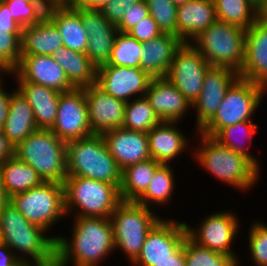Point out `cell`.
<instances>
[{"instance_id":"d6a6232c","label":"cell","mask_w":267,"mask_h":266,"mask_svg":"<svg viewBox=\"0 0 267 266\" xmlns=\"http://www.w3.org/2000/svg\"><path fill=\"white\" fill-rule=\"evenodd\" d=\"M173 166L161 164L155 171L147 190L135 201L147 208L168 205L176 185ZM175 183V184H174Z\"/></svg>"},{"instance_id":"f35d334b","label":"cell","mask_w":267,"mask_h":266,"mask_svg":"<svg viewBox=\"0 0 267 266\" xmlns=\"http://www.w3.org/2000/svg\"><path fill=\"white\" fill-rule=\"evenodd\" d=\"M10 10L11 17L23 28L40 22L48 7L42 1L3 0Z\"/></svg>"},{"instance_id":"9a60e30c","label":"cell","mask_w":267,"mask_h":266,"mask_svg":"<svg viewBox=\"0 0 267 266\" xmlns=\"http://www.w3.org/2000/svg\"><path fill=\"white\" fill-rule=\"evenodd\" d=\"M151 79L141 68L104 64L97 68L96 85L112 97L129 102L145 95Z\"/></svg>"},{"instance_id":"d4e9b609","label":"cell","mask_w":267,"mask_h":266,"mask_svg":"<svg viewBox=\"0 0 267 266\" xmlns=\"http://www.w3.org/2000/svg\"><path fill=\"white\" fill-rule=\"evenodd\" d=\"M182 43L179 37L169 33L143 42L140 68L152 78L166 77L175 52Z\"/></svg>"},{"instance_id":"8992f818","label":"cell","mask_w":267,"mask_h":266,"mask_svg":"<svg viewBox=\"0 0 267 266\" xmlns=\"http://www.w3.org/2000/svg\"><path fill=\"white\" fill-rule=\"evenodd\" d=\"M15 156L29 164L44 182L63 184L67 177V143L51 130L34 131L15 147Z\"/></svg>"},{"instance_id":"d590c367","label":"cell","mask_w":267,"mask_h":266,"mask_svg":"<svg viewBox=\"0 0 267 266\" xmlns=\"http://www.w3.org/2000/svg\"><path fill=\"white\" fill-rule=\"evenodd\" d=\"M161 122L145 96L126 102L122 128L147 133Z\"/></svg>"},{"instance_id":"f546056e","label":"cell","mask_w":267,"mask_h":266,"mask_svg":"<svg viewBox=\"0 0 267 266\" xmlns=\"http://www.w3.org/2000/svg\"><path fill=\"white\" fill-rule=\"evenodd\" d=\"M52 57L63 68L69 82L75 88L96 84L97 67L86 53L70 50L63 45L54 52Z\"/></svg>"},{"instance_id":"52a82bcc","label":"cell","mask_w":267,"mask_h":266,"mask_svg":"<svg viewBox=\"0 0 267 266\" xmlns=\"http://www.w3.org/2000/svg\"><path fill=\"white\" fill-rule=\"evenodd\" d=\"M246 30L216 20L190 43L212 67H227L240 73L245 58Z\"/></svg>"},{"instance_id":"1f68e13d","label":"cell","mask_w":267,"mask_h":266,"mask_svg":"<svg viewBox=\"0 0 267 266\" xmlns=\"http://www.w3.org/2000/svg\"><path fill=\"white\" fill-rule=\"evenodd\" d=\"M161 164L154 159L138 162L122 170L120 196L122 201H136L150 184Z\"/></svg>"},{"instance_id":"6da1fadb","label":"cell","mask_w":267,"mask_h":266,"mask_svg":"<svg viewBox=\"0 0 267 266\" xmlns=\"http://www.w3.org/2000/svg\"><path fill=\"white\" fill-rule=\"evenodd\" d=\"M73 218L72 236L57 235L56 254L64 266H98L115 251L111 218Z\"/></svg>"},{"instance_id":"c3c4849f","label":"cell","mask_w":267,"mask_h":266,"mask_svg":"<svg viewBox=\"0 0 267 266\" xmlns=\"http://www.w3.org/2000/svg\"><path fill=\"white\" fill-rule=\"evenodd\" d=\"M3 83L0 84V129L3 128L9 111L10 97L14 91H6L3 88Z\"/></svg>"},{"instance_id":"f907efd6","label":"cell","mask_w":267,"mask_h":266,"mask_svg":"<svg viewBox=\"0 0 267 266\" xmlns=\"http://www.w3.org/2000/svg\"><path fill=\"white\" fill-rule=\"evenodd\" d=\"M15 156V146L0 129V163Z\"/></svg>"},{"instance_id":"8d00e7d4","label":"cell","mask_w":267,"mask_h":266,"mask_svg":"<svg viewBox=\"0 0 267 266\" xmlns=\"http://www.w3.org/2000/svg\"><path fill=\"white\" fill-rule=\"evenodd\" d=\"M143 43L128 33L119 32L111 51L108 65L140 68Z\"/></svg>"},{"instance_id":"816d5d0a","label":"cell","mask_w":267,"mask_h":266,"mask_svg":"<svg viewBox=\"0 0 267 266\" xmlns=\"http://www.w3.org/2000/svg\"><path fill=\"white\" fill-rule=\"evenodd\" d=\"M108 0H73V4L90 10H100Z\"/></svg>"},{"instance_id":"7c38bea8","label":"cell","mask_w":267,"mask_h":266,"mask_svg":"<svg viewBox=\"0 0 267 266\" xmlns=\"http://www.w3.org/2000/svg\"><path fill=\"white\" fill-rule=\"evenodd\" d=\"M210 67L190 42H183L176 50L165 78L192 104L201 93L205 74Z\"/></svg>"},{"instance_id":"680465c9","label":"cell","mask_w":267,"mask_h":266,"mask_svg":"<svg viewBox=\"0 0 267 266\" xmlns=\"http://www.w3.org/2000/svg\"><path fill=\"white\" fill-rule=\"evenodd\" d=\"M176 6L182 5L189 0H171Z\"/></svg>"},{"instance_id":"bcb514c9","label":"cell","mask_w":267,"mask_h":266,"mask_svg":"<svg viewBox=\"0 0 267 266\" xmlns=\"http://www.w3.org/2000/svg\"><path fill=\"white\" fill-rule=\"evenodd\" d=\"M0 31L2 33H21L22 27L11 17L7 4L0 0Z\"/></svg>"},{"instance_id":"30bf717a","label":"cell","mask_w":267,"mask_h":266,"mask_svg":"<svg viewBox=\"0 0 267 266\" xmlns=\"http://www.w3.org/2000/svg\"><path fill=\"white\" fill-rule=\"evenodd\" d=\"M9 202L30 223L47 232L66 216L64 186L55 182H42L28 191L13 195Z\"/></svg>"},{"instance_id":"d6986e66","label":"cell","mask_w":267,"mask_h":266,"mask_svg":"<svg viewBox=\"0 0 267 266\" xmlns=\"http://www.w3.org/2000/svg\"><path fill=\"white\" fill-rule=\"evenodd\" d=\"M81 19L89 36L86 55L97 68L108 64L115 38L119 33L117 26L110 23L100 10L81 7Z\"/></svg>"},{"instance_id":"ffe728a7","label":"cell","mask_w":267,"mask_h":266,"mask_svg":"<svg viewBox=\"0 0 267 266\" xmlns=\"http://www.w3.org/2000/svg\"><path fill=\"white\" fill-rule=\"evenodd\" d=\"M145 98L162 122L180 123L192 104L165 77L152 78Z\"/></svg>"},{"instance_id":"603a6c76","label":"cell","mask_w":267,"mask_h":266,"mask_svg":"<svg viewBox=\"0 0 267 266\" xmlns=\"http://www.w3.org/2000/svg\"><path fill=\"white\" fill-rule=\"evenodd\" d=\"M177 125L178 122H161L147 132L150 156L160 164L171 165L176 157L189 151L190 142Z\"/></svg>"},{"instance_id":"836d02e7","label":"cell","mask_w":267,"mask_h":266,"mask_svg":"<svg viewBox=\"0 0 267 266\" xmlns=\"http://www.w3.org/2000/svg\"><path fill=\"white\" fill-rule=\"evenodd\" d=\"M257 128V123H254L253 121H243L222 128L213 138L221 145L230 148L236 153L244 155L260 170L261 164H259V159L257 160V157L248 151L250 144H252V139H254L253 136L258 130ZM243 138L244 140H248L244 141Z\"/></svg>"},{"instance_id":"f5cc1de1","label":"cell","mask_w":267,"mask_h":266,"mask_svg":"<svg viewBox=\"0 0 267 266\" xmlns=\"http://www.w3.org/2000/svg\"><path fill=\"white\" fill-rule=\"evenodd\" d=\"M22 266H64L57 254L45 261L22 262Z\"/></svg>"},{"instance_id":"e575fe53","label":"cell","mask_w":267,"mask_h":266,"mask_svg":"<svg viewBox=\"0 0 267 266\" xmlns=\"http://www.w3.org/2000/svg\"><path fill=\"white\" fill-rule=\"evenodd\" d=\"M216 19L247 30L258 19L256 0H214Z\"/></svg>"},{"instance_id":"3957f363","label":"cell","mask_w":267,"mask_h":266,"mask_svg":"<svg viewBox=\"0 0 267 266\" xmlns=\"http://www.w3.org/2000/svg\"><path fill=\"white\" fill-rule=\"evenodd\" d=\"M30 223L10 202L0 215V241L22 262L45 261L56 254L57 236ZM20 252V253H19Z\"/></svg>"},{"instance_id":"60d3db41","label":"cell","mask_w":267,"mask_h":266,"mask_svg":"<svg viewBox=\"0 0 267 266\" xmlns=\"http://www.w3.org/2000/svg\"><path fill=\"white\" fill-rule=\"evenodd\" d=\"M248 230V249L255 266H267V225L260 221L252 223Z\"/></svg>"},{"instance_id":"ee69618b","label":"cell","mask_w":267,"mask_h":266,"mask_svg":"<svg viewBox=\"0 0 267 266\" xmlns=\"http://www.w3.org/2000/svg\"><path fill=\"white\" fill-rule=\"evenodd\" d=\"M139 42H146L160 36L163 32L154 19L149 15L127 32Z\"/></svg>"},{"instance_id":"4fadbf2b","label":"cell","mask_w":267,"mask_h":266,"mask_svg":"<svg viewBox=\"0 0 267 266\" xmlns=\"http://www.w3.org/2000/svg\"><path fill=\"white\" fill-rule=\"evenodd\" d=\"M51 131L64 142L92 136L84 88L61 92Z\"/></svg>"},{"instance_id":"9f6ffc18","label":"cell","mask_w":267,"mask_h":266,"mask_svg":"<svg viewBox=\"0 0 267 266\" xmlns=\"http://www.w3.org/2000/svg\"><path fill=\"white\" fill-rule=\"evenodd\" d=\"M42 2L47 6H67L73 4V0H42Z\"/></svg>"},{"instance_id":"11a10c76","label":"cell","mask_w":267,"mask_h":266,"mask_svg":"<svg viewBox=\"0 0 267 266\" xmlns=\"http://www.w3.org/2000/svg\"><path fill=\"white\" fill-rule=\"evenodd\" d=\"M258 19L267 25V0L258 2Z\"/></svg>"},{"instance_id":"5b68a950","label":"cell","mask_w":267,"mask_h":266,"mask_svg":"<svg viewBox=\"0 0 267 266\" xmlns=\"http://www.w3.org/2000/svg\"><path fill=\"white\" fill-rule=\"evenodd\" d=\"M66 159L67 176H80L121 186L122 170L109 153L101 135L67 142Z\"/></svg>"},{"instance_id":"f6af8a7d","label":"cell","mask_w":267,"mask_h":266,"mask_svg":"<svg viewBox=\"0 0 267 266\" xmlns=\"http://www.w3.org/2000/svg\"><path fill=\"white\" fill-rule=\"evenodd\" d=\"M140 0H108V2L100 9L103 16L112 24L117 25L125 12Z\"/></svg>"},{"instance_id":"681fc988","label":"cell","mask_w":267,"mask_h":266,"mask_svg":"<svg viewBox=\"0 0 267 266\" xmlns=\"http://www.w3.org/2000/svg\"><path fill=\"white\" fill-rule=\"evenodd\" d=\"M153 266H186V259L184 256V242L171 255V258L163 259L162 261L155 262V265Z\"/></svg>"},{"instance_id":"ac0fdd59","label":"cell","mask_w":267,"mask_h":266,"mask_svg":"<svg viewBox=\"0 0 267 266\" xmlns=\"http://www.w3.org/2000/svg\"><path fill=\"white\" fill-rule=\"evenodd\" d=\"M93 135L122 128L126 102L105 93L96 84L84 88Z\"/></svg>"},{"instance_id":"7402d4cb","label":"cell","mask_w":267,"mask_h":266,"mask_svg":"<svg viewBox=\"0 0 267 266\" xmlns=\"http://www.w3.org/2000/svg\"><path fill=\"white\" fill-rule=\"evenodd\" d=\"M240 78L267 88V25L257 19L247 30Z\"/></svg>"},{"instance_id":"7bdbcfd3","label":"cell","mask_w":267,"mask_h":266,"mask_svg":"<svg viewBox=\"0 0 267 266\" xmlns=\"http://www.w3.org/2000/svg\"><path fill=\"white\" fill-rule=\"evenodd\" d=\"M149 9L145 0L134 3L128 12L123 14L122 20L116 25L121 33H127L142 19L149 16Z\"/></svg>"},{"instance_id":"4dcf8cb0","label":"cell","mask_w":267,"mask_h":266,"mask_svg":"<svg viewBox=\"0 0 267 266\" xmlns=\"http://www.w3.org/2000/svg\"><path fill=\"white\" fill-rule=\"evenodd\" d=\"M0 173L9 197L28 191L44 182L29 164L16 156L0 163Z\"/></svg>"},{"instance_id":"5bb4252c","label":"cell","mask_w":267,"mask_h":266,"mask_svg":"<svg viewBox=\"0 0 267 266\" xmlns=\"http://www.w3.org/2000/svg\"><path fill=\"white\" fill-rule=\"evenodd\" d=\"M162 218L147 234L133 266H153L155 262L171 258L187 236L185 222Z\"/></svg>"},{"instance_id":"4316f807","label":"cell","mask_w":267,"mask_h":266,"mask_svg":"<svg viewBox=\"0 0 267 266\" xmlns=\"http://www.w3.org/2000/svg\"><path fill=\"white\" fill-rule=\"evenodd\" d=\"M17 89L29 102L35 116L37 129L51 130L55 124L59 91L26 81H16Z\"/></svg>"},{"instance_id":"277c9868","label":"cell","mask_w":267,"mask_h":266,"mask_svg":"<svg viewBox=\"0 0 267 266\" xmlns=\"http://www.w3.org/2000/svg\"><path fill=\"white\" fill-rule=\"evenodd\" d=\"M63 186L65 213L75 214L73 217L110 218L122 202L120 185L80 176H67Z\"/></svg>"},{"instance_id":"2e32d148","label":"cell","mask_w":267,"mask_h":266,"mask_svg":"<svg viewBox=\"0 0 267 266\" xmlns=\"http://www.w3.org/2000/svg\"><path fill=\"white\" fill-rule=\"evenodd\" d=\"M239 74L227 67H210L204 78L200 95L192 103L196 110V132L200 131L216 114L229 87L239 78Z\"/></svg>"},{"instance_id":"484cf974","label":"cell","mask_w":267,"mask_h":266,"mask_svg":"<svg viewBox=\"0 0 267 266\" xmlns=\"http://www.w3.org/2000/svg\"><path fill=\"white\" fill-rule=\"evenodd\" d=\"M216 20L214 0H189L177 6V37L191 42Z\"/></svg>"},{"instance_id":"cb8c5ba5","label":"cell","mask_w":267,"mask_h":266,"mask_svg":"<svg viewBox=\"0 0 267 266\" xmlns=\"http://www.w3.org/2000/svg\"><path fill=\"white\" fill-rule=\"evenodd\" d=\"M46 16L59 30L65 47L85 53L89 36L82 24L81 6H51L48 7Z\"/></svg>"},{"instance_id":"e0dca14e","label":"cell","mask_w":267,"mask_h":266,"mask_svg":"<svg viewBox=\"0 0 267 266\" xmlns=\"http://www.w3.org/2000/svg\"><path fill=\"white\" fill-rule=\"evenodd\" d=\"M16 81H26L67 92L75 87L69 82L63 68L51 55H21L18 67L11 72Z\"/></svg>"},{"instance_id":"6f0895ef","label":"cell","mask_w":267,"mask_h":266,"mask_svg":"<svg viewBox=\"0 0 267 266\" xmlns=\"http://www.w3.org/2000/svg\"><path fill=\"white\" fill-rule=\"evenodd\" d=\"M4 75H11V71L0 62V84L5 82V77H3Z\"/></svg>"},{"instance_id":"ba28073f","label":"cell","mask_w":267,"mask_h":266,"mask_svg":"<svg viewBox=\"0 0 267 266\" xmlns=\"http://www.w3.org/2000/svg\"><path fill=\"white\" fill-rule=\"evenodd\" d=\"M155 210L135 201H122L111 214L115 250L131 264L139 255L147 234L162 219Z\"/></svg>"},{"instance_id":"8fae6325","label":"cell","mask_w":267,"mask_h":266,"mask_svg":"<svg viewBox=\"0 0 267 266\" xmlns=\"http://www.w3.org/2000/svg\"><path fill=\"white\" fill-rule=\"evenodd\" d=\"M221 211L206 215L198 228L191 227L186 222L187 236L200 246L231 256L239 266L240 259L236 251H233L232 244L240 232V220L232 210Z\"/></svg>"},{"instance_id":"9c48e42d","label":"cell","mask_w":267,"mask_h":266,"mask_svg":"<svg viewBox=\"0 0 267 266\" xmlns=\"http://www.w3.org/2000/svg\"><path fill=\"white\" fill-rule=\"evenodd\" d=\"M266 93L264 86L239 77L227 90L214 117L199 132L214 137L222 128L252 121Z\"/></svg>"},{"instance_id":"44dd1931","label":"cell","mask_w":267,"mask_h":266,"mask_svg":"<svg viewBox=\"0 0 267 266\" xmlns=\"http://www.w3.org/2000/svg\"><path fill=\"white\" fill-rule=\"evenodd\" d=\"M101 136L121 170L151 158L147 133L115 128Z\"/></svg>"},{"instance_id":"ab89813d","label":"cell","mask_w":267,"mask_h":266,"mask_svg":"<svg viewBox=\"0 0 267 266\" xmlns=\"http://www.w3.org/2000/svg\"><path fill=\"white\" fill-rule=\"evenodd\" d=\"M150 16L163 33L177 36V6L171 0H145Z\"/></svg>"},{"instance_id":"f1b7e54d","label":"cell","mask_w":267,"mask_h":266,"mask_svg":"<svg viewBox=\"0 0 267 266\" xmlns=\"http://www.w3.org/2000/svg\"><path fill=\"white\" fill-rule=\"evenodd\" d=\"M36 130L34 112L26 98L15 88L10 97L7 120L2 131L16 147Z\"/></svg>"},{"instance_id":"db71d44e","label":"cell","mask_w":267,"mask_h":266,"mask_svg":"<svg viewBox=\"0 0 267 266\" xmlns=\"http://www.w3.org/2000/svg\"><path fill=\"white\" fill-rule=\"evenodd\" d=\"M10 201V197L8 196L3 180L2 175L0 173V215L2 213V210L4 206Z\"/></svg>"},{"instance_id":"7a4b0ae2","label":"cell","mask_w":267,"mask_h":266,"mask_svg":"<svg viewBox=\"0 0 267 266\" xmlns=\"http://www.w3.org/2000/svg\"><path fill=\"white\" fill-rule=\"evenodd\" d=\"M195 133L200 142L193 150L192 158L211 176L241 192H246L259 182L261 171L248 158L221 145L213 137L199 131Z\"/></svg>"},{"instance_id":"83f0119b","label":"cell","mask_w":267,"mask_h":266,"mask_svg":"<svg viewBox=\"0 0 267 266\" xmlns=\"http://www.w3.org/2000/svg\"><path fill=\"white\" fill-rule=\"evenodd\" d=\"M63 46V39L55 24L45 16L21 32V55H53Z\"/></svg>"},{"instance_id":"7dc6e473","label":"cell","mask_w":267,"mask_h":266,"mask_svg":"<svg viewBox=\"0 0 267 266\" xmlns=\"http://www.w3.org/2000/svg\"><path fill=\"white\" fill-rule=\"evenodd\" d=\"M21 263L16 254L0 241V266H19Z\"/></svg>"},{"instance_id":"b9f144b4","label":"cell","mask_w":267,"mask_h":266,"mask_svg":"<svg viewBox=\"0 0 267 266\" xmlns=\"http://www.w3.org/2000/svg\"><path fill=\"white\" fill-rule=\"evenodd\" d=\"M21 59V33L0 31V62L13 72Z\"/></svg>"},{"instance_id":"74e56055","label":"cell","mask_w":267,"mask_h":266,"mask_svg":"<svg viewBox=\"0 0 267 266\" xmlns=\"http://www.w3.org/2000/svg\"><path fill=\"white\" fill-rule=\"evenodd\" d=\"M184 256L186 266H238L231 256L200 246L188 236L184 239Z\"/></svg>"}]
</instances>
